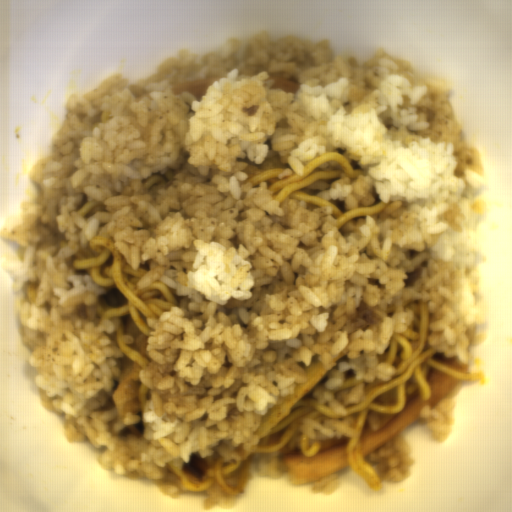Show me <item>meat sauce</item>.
<instances>
[{
    "label": "meat sauce",
    "mask_w": 512,
    "mask_h": 512,
    "mask_svg": "<svg viewBox=\"0 0 512 512\" xmlns=\"http://www.w3.org/2000/svg\"><path fill=\"white\" fill-rule=\"evenodd\" d=\"M207 458L200 457L197 452H191V459L188 463H184L182 469L192 480H200L209 469Z\"/></svg>",
    "instance_id": "452cab56"
}]
</instances>
